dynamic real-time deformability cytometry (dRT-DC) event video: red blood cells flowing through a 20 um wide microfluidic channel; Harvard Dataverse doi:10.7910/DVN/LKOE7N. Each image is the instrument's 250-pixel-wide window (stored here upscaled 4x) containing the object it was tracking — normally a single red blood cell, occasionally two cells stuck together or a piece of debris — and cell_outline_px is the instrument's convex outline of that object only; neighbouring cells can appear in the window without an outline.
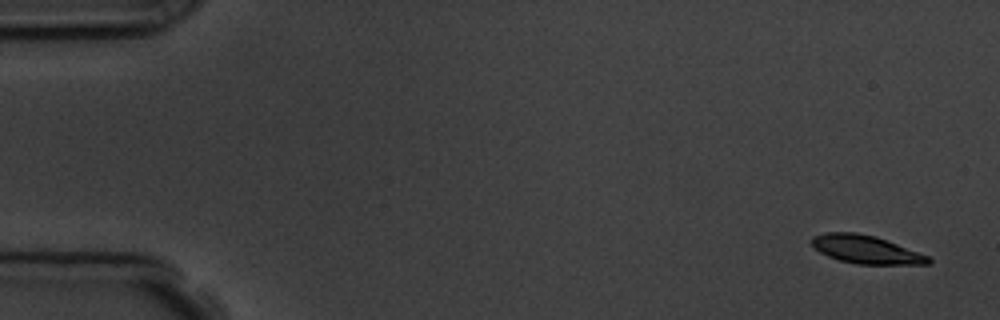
{"species": "common noctule bat (a hibernating species)", "species_latin": "Nyctalus noctula", "temperature_condition": "room temperature", "stored_images_in_passage": 5, "camera_frame_rate_fps": 3000, "um_per_image_px": 0.085, "animal": {"sex": "male", "body_mass_g": 19.5, "forearm_length_mm": 54.6}, "frame": {"image": 1, "passage_image": 1, "time_ms": 0.0, "image_size_px": [1000, 320], "cell_outline_px": [[932, 264], [856, 264], [840, 260], [828, 256], [820, 252], [812, 244], [812, 236], [824, 232], [856, 232], [876, 236], [928, 256], [932, 260]], "centroid_in_image_um": [73.6, 21.2], "position_along_channel_um": 11.4, "area_um2": 19.02}}
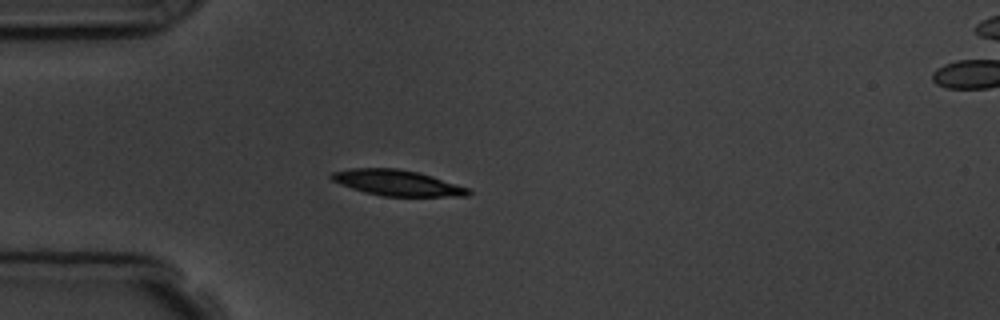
{"frame": {"image": 2, "passage_image": 5, "time_ms": 4.333, "image_size_px": [1000, 320], "cell_outline_px": [[472, 192], [468, 196], [384, 196], [364, 192], [352, 188], [332, 180], [328, 176], [332, 172], [352, 168], [396, 168], [416, 172], [432, 176], [468, 188]], "centroid_in_image_um": [33.75, 15.54], "position_along_channel_um": 51.3, "area_um2": 20.29}}